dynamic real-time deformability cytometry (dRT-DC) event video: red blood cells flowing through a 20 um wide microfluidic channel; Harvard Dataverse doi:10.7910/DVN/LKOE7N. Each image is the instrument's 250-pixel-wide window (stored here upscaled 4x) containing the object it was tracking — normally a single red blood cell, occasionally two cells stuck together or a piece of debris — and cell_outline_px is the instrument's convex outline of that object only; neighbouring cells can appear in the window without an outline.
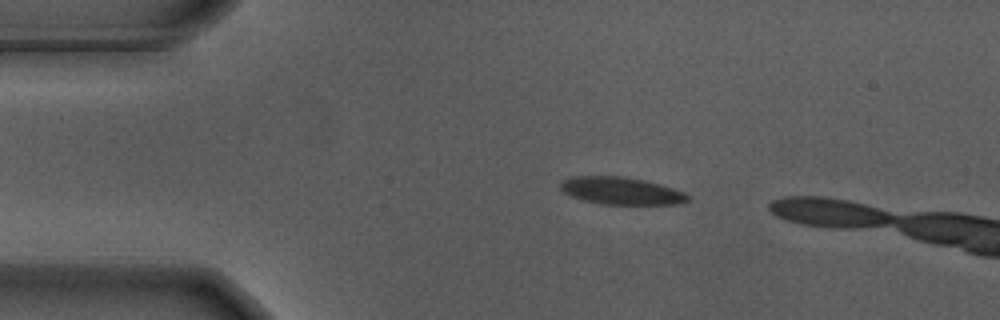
{"species": "Egyptian fruit bat (a non-hibernating species)", "species_latin": "Rousettus aegyptiacus", "temperature_condition": "warm", "stored_images_in_passage": 10, "camera_frame_rate_fps": 3000, "um_per_image_px": 0.085, "animal": {"sex": "male"}, "frame": {"image": 1, "passage_image": 4, "time_ms": 1.0, "image_size_px": [1000, 320], "cell_outline_px": [[692, 200], [676, 204], [604, 204], [584, 200], [572, 196], [564, 192], [560, 188], [560, 184], [564, 180], [576, 176], [624, 176], [644, 180], [660, 184], [684, 192], [692, 196]], "centroid_in_image_um": [52.86, 16.22], "position_along_channel_um": 32.1, "area_um2": 20.23}}